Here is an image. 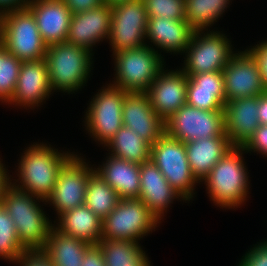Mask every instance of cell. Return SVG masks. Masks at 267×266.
Here are the masks:
<instances>
[{
  "label": "cell",
  "mask_w": 267,
  "mask_h": 266,
  "mask_svg": "<svg viewBox=\"0 0 267 266\" xmlns=\"http://www.w3.org/2000/svg\"><path fill=\"white\" fill-rule=\"evenodd\" d=\"M39 199L46 201L21 191L12 184L2 197L1 204L13 220L19 241L26 250H42L54 227L37 203Z\"/></svg>",
  "instance_id": "6da1fadb"
},
{
  "label": "cell",
  "mask_w": 267,
  "mask_h": 266,
  "mask_svg": "<svg viewBox=\"0 0 267 266\" xmlns=\"http://www.w3.org/2000/svg\"><path fill=\"white\" fill-rule=\"evenodd\" d=\"M73 154L61 153L50 145L48 147L47 144L36 143L21 156L19 179L16 180L21 185L16 182L11 184L21 191L46 200L54 189L61 167Z\"/></svg>",
  "instance_id": "7a4b0ae2"
},
{
  "label": "cell",
  "mask_w": 267,
  "mask_h": 266,
  "mask_svg": "<svg viewBox=\"0 0 267 266\" xmlns=\"http://www.w3.org/2000/svg\"><path fill=\"white\" fill-rule=\"evenodd\" d=\"M243 151V147L231 148L202 180L209 197L219 207L235 208L246 200L249 176L242 157Z\"/></svg>",
  "instance_id": "3957f363"
},
{
  "label": "cell",
  "mask_w": 267,
  "mask_h": 266,
  "mask_svg": "<svg viewBox=\"0 0 267 266\" xmlns=\"http://www.w3.org/2000/svg\"><path fill=\"white\" fill-rule=\"evenodd\" d=\"M91 55L88 49L68 42L47 46L45 60L52 90L71 93L86 84L91 71Z\"/></svg>",
  "instance_id": "277c9868"
},
{
  "label": "cell",
  "mask_w": 267,
  "mask_h": 266,
  "mask_svg": "<svg viewBox=\"0 0 267 266\" xmlns=\"http://www.w3.org/2000/svg\"><path fill=\"white\" fill-rule=\"evenodd\" d=\"M0 43L22 62L43 59L47 51L35 18L27 8L0 14Z\"/></svg>",
  "instance_id": "5b68a950"
},
{
  "label": "cell",
  "mask_w": 267,
  "mask_h": 266,
  "mask_svg": "<svg viewBox=\"0 0 267 266\" xmlns=\"http://www.w3.org/2000/svg\"><path fill=\"white\" fill-rule=\"evenodd\" d=\"M116 78L114 87L127 92H146L164 68V59L154 48L125 49L113 53Z\"/></svg>",
  "instance_id": "8992f818"
},
{
  "label": "cell",
  "mask_w": 267,
  "mask_h": 266,
  "mask_svg": "<svg viewBox=\"0 0 267 266\" xmlns=\"http://www.w3.org/2000/svg\"><path fill=\"white\" fill-rule=\"evenodd\" d=\"M150 160L158 167L170 186L182 200L194 195V186L199 181L191 171L185 143L168 136L165 132L151 145Z\"/></svg>",
  "instance_id": "52a82bcc"
},
{
  "label": "cell",
  "mask_w": 267,
  "mask_h": 266,
  "mask_svg": "<svg viewBox=\"0 0 267 266\" xmlns=\"http://www.w3.org/2000/svg\"><path fill=\"white\" fill-rule=\"evenodd\" d=\"M160 221L139 198L120 199L102 220V237L107 240L138 242L152 232Z\"/></svg>",
  "instance_id": "ba28073f"
},
{
  "label": "cell",
  "mask_w": 267,
  "mask_h": 266,
  "mask_svg": "<svg viewBox=\"0 0 267 266\" xmlns=\"http://www.w3.org/2000/svg\"><path fill=\"white\" fill-rule=\"evenodd\" d=\"M165 133L183 143L225 134L224 110L208 111L184 104L164 121Z\"/></svg>",
  "instance_id": "9c48e42d"
},
{
  "label": "cell",
  "mask_w": 267,
  "mask_h": 266,
  "mask_svg": "<svg viewBox=\"0 0 267 266\" xmlns=\"http://www.w3.org/2000/svg\"><path fill=\"white\" fill-rule=\"evenodd\" d=\"M202 33V31H194L190 44L185 50L187 54H185V66L182 71L187 76L222 71L235 54L225 34L210 31V33H203L202 36Z\"/></svg>",
  "instance_id": "30bf717a"
},
{
  "label": "cell",
  "mask_w": 267,
  "mask_h": 266,
  "mask_svg": "<svg viewBox=\"0 0 267 266\" xmlns=\"http://www.w3.org/2000/svg\"><path fill=\"white\" fill-rule=\"evenodd\" d=\"M107 87V88H106ZM101 89L90 102L85 125L97 141L104 146L123 126V101L127 91L108 85Z\"/></svg>",
  "instance_id": "8fae6325"
},
{
  "label": "cell",
  "mask_w": 267,
  "mask_h": 266,
  "mask_svg": "<svg viewBox=\"0 0 267 266\" xmlns=\"http://www.w3.org/2000/svg\"><path fill=\"white\" fill-rule=\"evenodd\" d=\"M112 8L109 43L113 53L146 46L148 15L143 0H129Z\"/></svg>",
  "instance_id": "7c38bea8"
},
{
  "label": "cell",
  "mask_w": 267,
  "mask_h": 266,
  "mask_svg": "<svg viewBox=\"0 0 267 266\" xmlns=\"http://www.w3.org/2000/svg\"><path fill=\"white\" fill-rule=\"evenodd\" d=\"M95 171L82 158L73 154L61 167L49 202L57 211L58 217L85 202V194L89 176Z\"/></svg>",
  "instance_id": "4fadbf2b"
},
{
  "label": "cell",
  "mask_w": 267,
  "mask_h": 266,
  "mask_svg": "<svg viewBox=\"0 0 267 266\" xmlns=\"http://www.w3.org/2000/svg\"><path fill=\"white\" fill-rule=\"evenodd\" d=\"M226 102L245 97H258L267 90L259 64L249 50L235 53L222 70Z\"/></svg>",
  "instance_id": "5bb4252c"
},
{
  "label": "cell",
  "mask_w": 267,
  "mask_h": 266,
  "mask_svg": "<svg viewBox=\"0 0 267 266\" xmlns=\"http://www.w3.org/2000/svg\"><path fill=\"white\" fill-rule=\"evenodd\" d=\"M165 71H160L146 91L152 108L163 121L186 104L188 84V76L181 69Z\"/></svg>",
  "instance_id": "9a60e30c"
},
{
  "label": "cell",
  "mask_w": 267,
  "mask_h": 266,
  "mask_svg": "<svg viewBox=\"0 0 267 266\" xmlns=\"http://www.w3.org/2000/svg\"><path fill=\"white\" fill-rule=\"evenodd\" d=\"M122 119L123 126L137 132L151 145L165 132L164 121L152 108L146 92H127Z\"/></svg>",
  "instance_id": "2e32d148"
},
{
  "label": "cell",
  "mask_w": 267,
  "mask_h": 266,
  "mask_svg": "<svg viewBox=\"0 0 267 266\" xmlns=\"http://www.w3.org/2000/svg\"><path fill=\"white\" fill-rule=\"evenodd\" d=\"M26 8L47 46L66 42L73 13L63 0H30Z\"/></svg>",
  "instance_id": "e0dca14e"
},
{
  "label": "cell",
  "mask_w": 267,
  "mask_h": 266,
  "mask_svg": "<svg viewBox=\"0 0 267 266\" xmlns=\"http://www.w3.org/2000/svg\"><path fill=\"white\" fill-rule=\"evenodd\" d=\"M111 21L112 8L105 3L88 11L73 13L66 42L92 52V46L108 39Z\"/></svg>",
  "instance_id": "ac0fdd59"
},
{
  "label": "cell",
  "mask_w": 267,
  "mask_h": 266,
  "mask_svg": "<svg viewBox=\"0 0 267 266\" xmlns=\"http://www.w3.org/2000/svg\"><path fill=\"white\" fill-rule=\"evenodd\" d=\"M48 66L45 58L24 61L21 64L18 81L8 104L34 108L51 95Z\"/></svg>",
  "instance_id": "d6986e66"
},
{
  "label": "cell",
  "mask_w": 267,
  "mask_h": 266,
  "mask_svg": "<svg viewBox=\"0 0 267 266\" xmlns=\"http://www.w3.org/2000/svg\"><path fill=\"white\" fill-rule=\"evenodd\" d=\"M225 134L231 144L243 147L260 125L258 97H245L226 102L224 106Z\"/></svg>",
  "instance_id": "ffe728a7"
},
{
  "label": "cell",
  "mask_w": 267,
  "mask_h": 266,
  "mask_svg": "<svg viewBox=\"0 0 267 266\" xmlns=\"http://www.w3.org/2000/svg\"><path fill=\"white\" fill-rule=\"evenodd\" d=\"M182 196L174 190L162 172L151 161L140 164L139 199L151 210L160 221L170 203Z\"/></svg>",
  "instance_id": "44dd1931"
},
{
  "label": "cell",
  "mask_w": 267,
  "mask_h": 266,
  "mask_svg": "<svg viewBox=\"0 0 267 266\" xmlns=\"http://www.w3.org/2000/svg\"><path fill=\"white\" fill-rule=\"evenodd\" d=\"M186 103L202 110H224L226 95L222 71L188 76Z\"/></svg>",
  "instance_id": "7402d4cb"
},
{
  "label": "cell",
  "mask_w": 267,
  "mask_h": 266,
  "mask_svg": "<svg viewBox=\"0 0 267 266\" xmlns=\"http://www.w3.org/2000/svg\"><path fill=\"white\" fill-rule=\"evenodd\" d=\"M193 33L194 30L186 20L159 16L148 18L145 38L167 53H185Z\"/></svg>",
  "instance_id": "603a6c76"
},
{
  "label": "cell",
  "mask_w": 267,
  "mask_h": 266,
  "mask_svg": "<svg viewBox=\"0 0 267 266\" xmlns=\"http://www.w3.org/2000/svg\"><path fill=\"white\" fill-rule=\"evenodd\" d=\"M233 147L228 136L208 137L185 143L191 171L199 183Z\"/></svg>",
  "instance_id": "cb8c5ba5"
},
{
  "label": "cell",
  "mask_w": 267,
  "mask_h": 266,
  "mask_svg": "<svg viewBox=\"0 0 267 266\" xmlns=\"http://www.w3.org/2000/svg\"><path fill=\"white\" fill-rule=\"evenodd\" d=\"M100 167L95 172L118 193L120 199L139 197L140 164L111 155Z\"/></svg>",
  "instance_id": "d4e9b609"
},
{
  "label": "cell",
  "mask_w": 267,
  "mask_h": 266,
  "mask_svg": "<svg viewBox=\"0 0 267 266\" xmlns=\"http://www.w3.org/2000/svg\"><path fill=\"white\" fill-rule=\"evenodd\" d=\"M55 227L60 232L97 245L102 237V219L85 204L69 210L59 217Z\"/></svg>",
  "instance_id": "484cf974"
},
{
  "label": "cell",
  "mask_w": 267,
  "mask_h": 266,
  "mask_svg": "<svg viewBox=\"0 0 267 266\" xmlns=\"http://www.w3.org/2000/svg\"><path fill=\"white\" fill-rule=\"evenodd\" d=\"M90 246L83 240L60 232L54 226L42 250L53 266H82L84 254Z\"/></svg>",
  "instance_id": "4316f807"
},
{
  "label": "cell",
  "mask_w": 267,
  "mask_h": 266,
  "mask_svg": "<svg viewBox=\"0 0 267 266\" xmlns=\"http://www.w3.org/2000/svg\"><path fill=\"white\" fill-rule=\"evenodd\" d=\"M112 156L136 164L150 160L151 144L141 138L137 132L122 126L107 142Z\"/></svg>",
  "instance_id": "83f0119b"
},
{
  "label": "cell",
  "mask_w": 267,
  "mask_h": 266,
  "mask_svg": "<svg viewBox=\"0 0 267 266\" xmlns=\"http://www.w3.org/2000/svg\"><path fill=\"white\" fill-rule=\"evenodd\" d=\"M98 245L106 266H151L138 242L101 239Z\"/></svg>",
  "instance_id": "f1b7e54d"
},
{
  "label": "cell",
  "mask_w": 267,
  "mask_h": 266,
  "mask_svg": "<svg viewBox=\"0 0 267 266\" xmlns=\"http://www.w3.org/2000/svg\"><path fill=\"white\" fill-rule=\"evenodd\" d=\"M119 201L118 193L94 171L88 178L84 204L103 220Z\"/></svg>",
  "instance_id": "f546056e"
},
{
  "label": "cell",
  "mask_w": 267,
  "mask_h": 266,
  "mask_svg": "<svg viewBox=\"0 0 267 266\" xmlns=\"http://www.w3.org/2000/svg\"><path fill=\"white\" fill-rule=\"evenodd\" d=\"M230 0H185V20L194 31H203L223 14Z\"/></svg>",
  "instance_id": "4dcf8cb0"
},
{
  "label": "cell",
  "mask_w": 267,
  "mask_h": 266,
  "mask_svg": "<svg viewBox=\"0 0 267 266\" xmlns=\"http://www.w3.org/2000/svg\"><path fill=\"white\" fill-rule=\"evenodd\" d=\"M24 251L13 220L0 204V257L15 263Z\"/></svg>",
  "instance_id": "1f68e13d"
},
{
  "label": "cell",
  "mask_w": 267,
  "mask_h": 266,
  "mask_svg": "<svg viewBox=\"0 0 267 266\" xmlns=\"http://www.w3.org/2000/svg\"><path fill=\"white\" fill-rule=\"evenodd\" d=\"M21 64L22 61L0 43V101L7 103L13 96Z\"/></svg>",
  "instance_id": "d6a6232c"
},
{
  "label": "cell",
  "mask_w": 267,
  "mask_h": 266,
  "mask_svg": "<svg viewBox=\"0 0 267 266\" xmlns=\"http://www.w3.org/2000/svg\"><path fill=\"white\" fill-rule=\"evenodd\" d=\"M148 18L185 20V0H143Z\"/></svg>",
  "instance_id": "836d02e7"
},
{
  "label": "cell",
  "mask_w": 267,
  "mask_h": 266,
  "mask_svg": "<svg viewBox=\"0 0 267 266\" xmlns=\"http://www.w3.org/2000/svg\"><path fill=\"white\" fill-rule=\"evenodd\" d=\"M243 257L238 266H267V240L255 245Z\"/></svg>",
  "instance_id": "e575fe53"
},
{
  "label": "cell",
  "mask_w": 267,
  "mask_h": 266,
  "mask_svg": "<svg viewBox=\"0 0 267 266\" xmlns=\"http://www.w3.org/2000/svg\"><path fill=\"white\" fill-rule=\"evenodd\" d=\"M243 148L246 152L257 151L267 157V125L260 124Z\"/></svg>",
  "instance_id": "d590c367"
},
{
  "label": "cell",
  "mask_w": 267,
  "mask_h": 266,
  "mask_svg": "<svg viewBox=\"0 0 267 266\" xmlns=\"http://www.w3.org/2000/svg\"><path fill=\"white\" fill-rule=\"evenodd\" d=\"M16 263H20V266H53L50 258L43 250H26Z\"/></svg>",
  "instance_id": "8d00e7d4"
},
{
  "label": "cell",
  "mask_w": 267,
  "mask_h": 266,
  "mask_svg": "<svg viewBox=\"0 0 267 266\" xmlns=\"http://www.w3.org/2000/svg\"><path fill=\"white\" fill-rule=\"evenodd\" d=\"M249 51L253 54L259 64L263 83L267 90V40L253 46L251 49L249 48Z\"/></svg>",
  "instance_id": "74e56055"
},
{
  "label": "cell",
  "mask_w": 267,
  "mask_h": 266,
  "mask_svg": "<svg viewBox=\"0 0 267 266\" xmlns=\"http://www.w3.org/2000/svg\"><path fill=\"white\" fill-rule=\"evenodd\" d=\"M82 266H106L100 246L91 245L85 252Z\"/></svg>",
  "instance_id": "f35d334b"
},
{
  "label": "cell",
  "mask_w": 267,
  "mask_h": 266,
  "mask_svg": "<svg viewBox=\"0 0 267 266\" xmlns=\"http://www.w3.org/2000/svg\"><path fill=\"white\" fill-rule=\"evenodd\" d=\"M72 13H79L96 8L103 4V0H63Z\"/></svg>",
  "instance_id": "ab89813d"
},
{
  "label": "cell",
  "mask_w": 267,
  "mask_h": 266,
  "mask_svg": "<svg viewBox=\"0 0 267 266\" xmlns=\"http://www.w3.org/2000/svg\"><path fill=\"white\" fill-rule=\"evenodd\" d=\"M30 0H0V14L11 11L24 9Z\"/></svg>",
  "instance_id": "60d3db41"
},
{
  "label": "cell",
  "mask_w": 267,
  "mask_h": 266,
  "mask_svg": "<svg viewBox=\"0 0 267 266\" xmlns=\"http://www.w3.org/2000/svg\"><path fill=\"white\" fill-rule=\"evenodd\" d=\"M258 118L261 125H267V91L258 96Z\"/></svg>",
  "instance_id": "b9f144b4"
},
{
  "label": "cell",
  "mask_w": 267,
  "mask_h": 266,
  "mask_svg": "<svg viewBox=\"0 0 267 266\" xmlns=\"http://www.w3.org/2000/svg\"><path fill=\"white\" fill-rule=\"evenodd\" d=\"M8 177L7 171L0 161V204L2 203V197L4 196L5 190L11 185V179Z\"/></svg>",
  "instance_id": "7bdbcfd3"
},
{
  "label": "cell",
  "mask_w": 267,
  "mask_h": 266,
  "mask_svg": "<svg viewBox=\"0 0 267 266\" xmlns=\"http://www.w3.org/2000/svg\"><path fill=\"white\" fill-rule=\"evenodd\" d=\"M129 0H103V3H105L108 6H114L119 3H124Z\"/></svg>",
  "instance_id": "ee69618b"
}]
</instances>
